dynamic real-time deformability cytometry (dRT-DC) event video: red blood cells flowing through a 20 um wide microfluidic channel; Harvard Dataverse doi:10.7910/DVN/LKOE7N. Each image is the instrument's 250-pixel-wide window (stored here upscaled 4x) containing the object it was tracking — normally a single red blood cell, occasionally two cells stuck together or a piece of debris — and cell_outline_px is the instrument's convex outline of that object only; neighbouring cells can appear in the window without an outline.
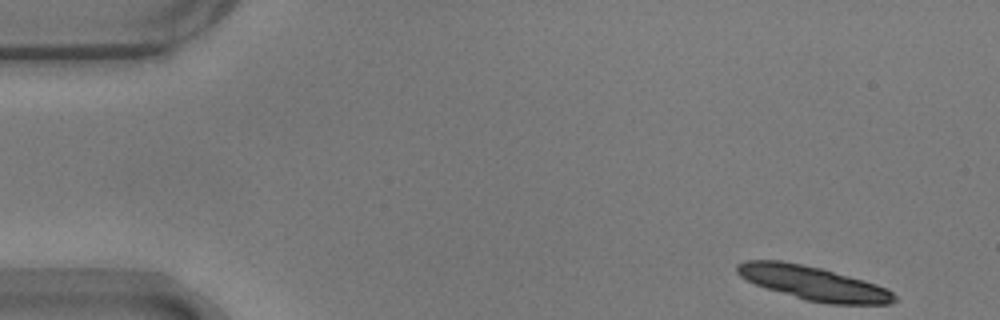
{"species": "common noctule bat (a hibernating species)", "species_latin": "Nyctalus noctula", "temperature_condition": "warm", "stored_images_in_passage": 8, "camera_frame_rate_fps": 3000, "um_per_image_px": 0.085, "animal": {"sex": "male", "body_mass_g": 17.9}, "frame": {"image": 1, "passage_image": 1, "time_ms": 0.0, "image_size_px": [1000, 320], "cell_outline_px": [[900, 300], [892, 304], [828, 304], [804, 300], [756, 284], [740, 276], [736, 272], [736, 264], [744, 260], [780, 260], [820, 268], [864, 280], [876, 284], [892, 292]], "centroid_in_image_um": [69.15, 24.08], "position_along_channel_um": 15.8, "area_um2": 30.92}}